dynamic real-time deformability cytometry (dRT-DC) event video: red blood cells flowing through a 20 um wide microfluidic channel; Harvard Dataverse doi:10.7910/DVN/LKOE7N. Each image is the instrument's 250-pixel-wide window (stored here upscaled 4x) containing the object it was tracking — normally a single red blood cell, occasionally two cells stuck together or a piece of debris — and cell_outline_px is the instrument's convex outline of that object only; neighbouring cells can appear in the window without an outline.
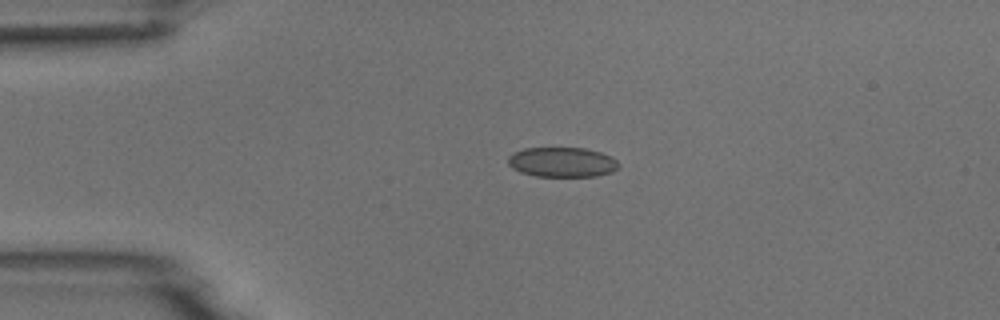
{"species": "common noctule bat (a hibernating species)", "species_latin": "Nyctalus noctula", "temperature_condition": "room temperature", "stored_images_in_passage": 2, "camera_frame_rate_fps": 3000, "um_per_image_px": 0.085, "animal": {"sex": "male", "body_mass_g": 18.8}, "frame": {"image": 1, "passage_image": 1, "time_ms": 0.0, "image_size_px": [1000, 320], "cell_outline_px": [[620, 164], [612, 172], [596, 176], [536, 176], [520, 172], [512, 168], [508, 164], [508, 156], [512, 152], [524, 148], [584, 148], [600, 152], [612, 156]], "centroid_in_image_um": [47.76, 13.78], "position_along_channel_um": 37.2, "area_um2": 19.31}}